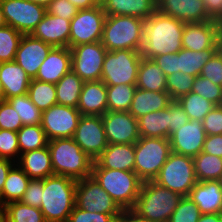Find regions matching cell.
Segmentation results:
<instances>
[{
	"instance_id": "6da1fadb",
	"label": "cell",
	"mask_w": 222,
	"mask_h": 222,
	"mask_svg": "<svg viewBox=\"0 0 222 222\" xmlns=\"http://www.w3.org/2000/svg\"><path fill=\"white\" fill-rule=\"evenodd\" d=\"M185 23L158 12L144 21L143 45L140 50L144 59L168 53H178L182 47Z\"/></svg>"
},
{
	"instance_id": "7a4b0ae2",
	"label": "cell",
	"mask_w": 222,
	"mask_h": 222,
	"mask_svg": "<svg viewBox=\"0 0 222 222\" xmlns=\"http://www.w3.org/2000/svg\"><path fill=\"white\" fill-rule=\"evenodd\" d=\"M77 181L62 175L43 179L40 210L46 222H67L75 207Z\"/></svg>"
},
{
	"instance_id": "3957f363",
	"label": "cell",
	"mask_w": 222,
	"mask_h": 222,
	"mask_svg": "<svg viewBox=\"0 0 222 222\" xmlns=\"http://www.w3.org/2000/svg\"><path fill=\"white\" fill-rule=\"evenodd\" d=\"M54 175L76 181L91 176L93 160L82 151L73 138H56L47 144Z\"/></svg>"
},
{
	"instance_id": "277c9868",
	"label": "cell",
	"mask_w": 222,
	"mask_h": 222,
	"mask_svg": "<svg viewBox=\"0 0 222 222\" xmlns=\"http://www.w3.org/2000/svg\"><path fill=\"white\" fill-rule=\"evenodd\" d=\"M181 198L153 180L145 181L132 210L148 222H168Z\"/></svg>"
},
{
	"instance_id": "5b68a950",
	"label": "cell",
	"mask_w": 222,
	"mask_h": 222,
	"mask_svg": "<svg viewBox=\"0 0 222 222\" xmlns=\"http://www.w3.org/2000/svg\"><path fill=\"white\" fill-rule=\"evenodd\" d=\"M144 19L127 15H106L102 45L107 51H140L143 45Z\"/></svg>"
},
{
	"instance_id": "8992f818",
	"label": "cell",
	"mask_w": 222,
	"mask_h": 222,
	"mask_svg": "<svg viewBox=\"0 0 222 222\" xmlns=\"http://www.w3.org/2000/svg\"><path fill=\"white\" fill-rule=\"evenodd\" d=\"M91 176L122 209H132L143 181L134 171L92 168Z\"/></svg>"
},
{
	"instance_id": "52a82bcc",
	"label": "cell",
	"mask_w": 222,
	"mask_h": 222,
	"mask_svg": "<svg viewBox=\"0 0 222 222\" xmlns=\"http://www.w3.org/2000/svg\"><path fill=\"white\" fill-rule=\"evenodd\" d=\"M134 147V172L143 182L154 180L171 153L170 140L140 137Z\"/></svg>"
},
{
	"instance_id": "ba28073f",
	"label": "cell",
	"mask_w": 222,
	"mask_h": 222,
	"mask_svg": "<svg viewBox=\"0 0 222 222\" xmlns=\"http://www.w3.org/2000/svg\"><path fill=\"white\" fill-rule=\"evenodd\" d=\"M153 181L182 197L189 196L197 183L193 158L171 152Z\"/></svg>"
},
{
	"instance_id": "9c48e42d",
	"label": "cell",
	"mask_w": 222,
	"mask_h": 222,
	"mask_svg": "<svg viewBox=\"0 0 222 222\" xmlns=\"http://www.w3.org/2000/svg\"><path fill=\"white\" fill-rule=\"evenodd\" d=\"M141 58L140 51L129 49L107 51L101 81L106 85L136 84Z\"/></svg>"
},
{
	"instance_id": "30bf717a",
	"label": "cell",
	"mask_w": 222,
	"mask_h": 222,
	"mask_svg": "<svg viewBox=\"0 0 222 222\" xmlns=\"http://www.w3.org/2000/svg\"><path fill=\"white\" fill-rule=\"evenodd\" d=\"M75 207L88 212L110 214L114 218L122 211L92 176L77 181Z\"/></svg>"
},
{
	"instance_id": "8fae6325",
	"label": "cell",
	"mask_w": 222,
	"mask_h": 222,
	"mask_svg": "<svg viewBox=\"0 0 222 222\" xmlns=\"http://www.w3.org/2000/svg\"><path fill=\"white\" fill-rule=\"evenodd\" d=\"M106 14L101 5L79 10L71 19L69 48L102 40Z\"/></svg>"
},
{
	"instance_id": "7c38bea8",
	"label": "cell",
	"mask_w": 222,
	"mask_h": 222,
	"mask_svg": "<svg viewBox=\"0 0 222 222\" xmlns=\"http://www.w3.org/2000/svg\"><path fill=\"white\" fill-rule=\"evenodd\" d=\"M71 70L84 82L101 80L107 49L101 41L70 48Z\"/></svg>"
},
{
	"instance_id": "4fadbf2b",
	"label": "cell",
	"mask_w": 222,
	"mask_h": 222,
	"mask_svg": "<svg viewBox=\"0 0 222 222\" xmlns=\"http://www.w3.org/2000/svg\"><path fill=\"white\" fill-rule=\"evenodd\" d=\"M6 24L22 34H31L46 14V8L26 0H0Z\"/></svg>"
},
{
	"instance_id": "5bb4252c",
	"label": "cell",
	"mask_w": 222,
	"mask_h": 222,
	"mask_svg": "<svg viewBox=\"0 0 222 222\" xmlns=\"http://www.w3.org/2000/svg\"><path fill=\"white\" fill-rule=\"evenodd\" d=\"M81 118L77 108L55 104L42 112L41 127L48 141L72 138Z\"/></svg>"
},
{
	"instance_id": "9a60e30c",
	"label": "cell",
	"mask_w": 222,
	"mask_h": 222,
	"mask_svg": "<svg viewBox=\"0 0 222 222\" xmlns=\"http://www.w3.org/2000/svg\"><path fill=\"white\" fill-rule=\"evenodd\" d=\"M72 138L93 161L108 145L101 116L81 115Z\"/></svg>"
},
{
	"instance_id": "2e32d148",
	"label": "cell",
	"mask_w": 222,
	"mask_h": 222,
	"mask_svg": "<svg viewBox=\"0 0 222 222\" xmlns=\"http://www.w3.org/2000/svg\"><path fill=\"white\" fill-rule=\"evenodd\" d=\"M101 117L108 144H135L140 138L138 119L129 111H107Z\"/></svg>"
},
{
	"instance_id": "e0dca14e",
	"label": "cell",
	"mask_w": 222,
	"mask_h": 222,
	"mask_svg": "<svg viewBox=\"0 0 222 222\" xmlns=\"http://www.w3.org/2000/svg\"><path fill=\"white\" fill-rule=\"evenodd\" d=\"M222 31V24L217 21L185 23L182 47L192 51L216 49L217 39Z\"/></svg>"
},
{
	"instance_id": "ac0fdd59",
	"label": "cell",
	"mask_w": 222,
	"mask_h": 222,
	"mask_svg": "<svg viewBox=\"0 0 222 222\" xmlns=\"http://www.w3.org/2000/svg\"><path fill=\"white\" fill-rule=\"evenodd\" d=\"M52 48V45L33 37L31 34H24L16 51L14 61L34 79L40 65Z\"/></svg>"
},
{
	"instance_id": "d6986e66",
	"label": "cell",
	"mask_w": 222,
	"mask_h": 222,
	"mask_svg": "<svg viewBox=\"0 0 222 222\" xmlns=\"http://www.w3.org/2000/svg\"><path fill=\"white\" fill-rule=\"evenodd\" d=\"M205 138L202 121L189 120L170 136L171 152L194 158L202 151Z\"/></svg>"
},
{
	"instance_id": "ffe728a7",
	"label": "cell",
	"mask_w": 222,
	"mask_h": 222,
	"mask_svg": "<svg viewBox=\"0 0 222 222\" xmlns=\"http://www.w3.org/2000/svg\"><path fill=\"white\" fill-rule=\"evenodd\" d=\"M157 11L184 23L211 20L202 0H156Z\"/></svg>"
},
{
	"instance_id": "44dd1931",
	"label": "cell",
	"mask_w": 222,
	"mask_h": 222,
	"mask_svg": "<svg viewBox=\"0 0 222 222\" xmlns=\"http://www.w3.org/2000/svg\"><path fill=\"white\" fill-rule=\"evenodd\" d=\"M71 20L46 13L31 35L52 45L53 47H68Z\"/></svg>"
},
{
	"instance_id": "7402d4cb",
	"label": "cell",
	"mask_w": 222,
	"mask_h": 222,
	"mask_svg": "<svg viewBox=\"0 0 222 222\" xmlns=\"http://www.w3.org/2000/svg\"><path fill=\"white\" fill-rule=\"evenodd\" d=\"M71 71V51L68 47H53L40 65L34 79L56 84Z\"/></svg>"
},
{
	"instance_id": "603a6c76",
	"label": "cell",
	"mask_w": 222,
	"mask_h": 222,
	"mask_svg": "<svg viewBox=\"0 0 222 222\" xmlns=\"http://www.w3.org/2000/svg\"><path fill=\"white\" fill-rule=\"evenodd\" d=\"M134 144H108L106 149L93 162L92 168L134 171Z\"/></svg>"
},
{
	"instance_id": "cb8c5ba5",
	"label": "cell",
	"mask_w": 222,
	"mask_h": 222,
	"mask_svg": "<svg viewBox=\"0 0 222 222\" xmlns=\"http://www.w3.org/2000/svg\"><path fill=\"white\" fill-rule=\"evenodd\" d=\"M77 109L81 115H104L107 112L106 84L101 80L84 82Z\"/></svg>"
},
{
	"instance_id": "d4e9b609",
	"label": "cell",
	"mask_w": 222,
	"mask_h": 222,
	"mask_svg": "<svg viewBox=\"0 0 222 222\" xmlns=\"http://www.w3.org/2000/svg\"><path fill=\"white\" fill-rule=\"evenodd\" d=\"M189 197L201 214L222 213V188L219 180L197 181Z\"/></svg>"
},
{
	"instance_id": "484cf974",
	"label": "cell",
	"mask_w": 222,
	"mask_h": 222,
	"mask_svg": "<svg viewBox=\"0 0 222 222\" xmlns=\"http://www.w3.org/2000/svg\"><path fill=\"white\" fill-rule=\"evenodd\" d=\"M0 80L3 85L5 100L28 94L32 78L15 61L0 63Z\"/></svg>"
},
{
	"instance_id": "4316f807",
	"label": "cell",
	"mask_w": 222,
	"mask_h": 222,
	"mask_svg": "<svg viewBox=\"0 0 222 222\" xmlns=\"http://www.w3.org/2000/svg\"><path fill=\"white\" fill-rule=\"evenodd\" d=\"M16 164L30 179L43 180L54 175L48 146L20 154Z\"/></svg>"
},
{
	"instance_id": "83f0119b",
	"label": "cell",
	"mask_w": 222,
	"mask_h": 222,
	"mask_svg": "<svg viewBox=\"0 0 222 222\" xmlns=\"http://www.w3.org/2000/svg\"><path fill=\"white\" fill-rule=\"evenodd\" d=\"M169 93L136 88L129 113L136 119L151 112L163 110L172 102Z\"/></svg>"
},
{
	"instance_id": "f1b7e54d",
	"label": "cell",
	"mask_w": 222,
	"mask_h": 222,
	"mask_svg": "<svg viewBox=\"0 0 222 222\" xmlns=\"http://www.w3.org/2000/svg\"><path fill=\"white\" fill-rule=\"evenodd\" d=\"M106 15L135 16L146 20L157 10L156 0H101Z\"/></svg>"
},
{
	"instance_id": "f546056e",
	"label": "cell",
	"mask_w": 222,
	"mask_h": 222,
	"mask_svg": "<svg viewBox=\"0 0 222 222\" xmlns=\"http://www.w3.org/2000/svg\"><path fill=\"white\" fill-rule=\"evenodd\" d=\"M138 132L140 137L169 139V105L138 118Z\"/></svg>"
},
{
	"instance_id": "4dcf8cb0",
	"label": "cell",
	"mask_w": 222,
	"mask_h": 222,
	"mask_svg": "<svg viewBox=\"0 0 222 222\" xmlns=\"http://www.w3.org/2000/svg\"><path fill=\"white\" fill-rule=\"evenodd\" d=\"M136 87L148 91L164 92L166 88V75L152 59L141 58Z\"/></svg>"
},
{
	"instance_id": "1f68e13d",
	"label": "cell",
	"mask_w": 222,
	"mask_h": 222,
	"mask_svg": "<svg viewBox=\"0 0 222 222\" xmlns=\"http://www.w3.org/2000/svg\"><path fill=\"white\" fill-rule=\"evenodd\" d=\"M31 179L26 173L15 163L7 176L0 195V209L14 201H20Z\"/></svg>"
},
{
	"instance_id": "d6a6232c",
	"label": "cell",
	"mask_w": 222,
	"mask_h": 222,
	"mask_svg": "<svg viewBox=\"0 0 222 222\" xmlns=\"http://www.w3.org/2000/svg\"><path fill=\"white\" fill-rule=\"evenodd\" d=\"M84 81L72 70L56 84L57 104L77 108Z\"/></svg>"
},
{
	"instance_id": "836d02e7",
	"label": "cell",
	"mask_w": 222,
	"mask_h": 222,
	"mask_svg": "<svg viewBox=\"0 0 222 222\" xmlns=\"http://www.w3.org/2000/svg\"><path fill=\"white\" fill-rule=\"evenodd\" d=\"M216 53V49L204 51H192L181 49L177 53V72H183L191 76H199L203 66Z\"/></svg>"
},
{
	"instance_id": "e575fe53",
	"label": "cell",
	"mask_w": 222,
	"mask_h": 222,
	"mask_svg": "<svg viewBox=\"0 0 222 222\" xmlns=\"http://www.w3.org/2000/svg\"><path fill=\"white\" fill-rule=\"evenodd\" d=\"M193 161L197 181L219 180L222 177V157L201 151Z\"/></svg>"
},
{
	"instance_id": "d590c367",
	"label": "cell",
	"mask_w": 222,
	"mask_h": 222,
	"mask_svg": "<svg viewBox=\"0 0 222 222\" xmlns=\"http://www.w3.org/2000/svg\"><path fill=\"white\" fill-rule=\"evenodd\" d=\"M1 210L6 222H46L40 208L14 201L4 205Z\"/></svg>"
},
{
	"instance_id": "8d00e7d4",
	"label": "cell",
	"mask_w": 222,
	"mask_h": 222,
	"mask_svg": "<svg viewBox=\"0 0 222 222\" xmlns=\"http://www.w3.org/2000/svg\"><path fill=\"white\" fill-rule=\"evenodd\" d=\"M136 84L106 85L107 111H129Z\"/></svg>"
},
{
	"instance_id": "74e56055",
	"label": "cell",
	"mask_w": 222,
	"mask_h": 222,
	"mask_svg": "<svg viewBox=\"0 0 222 222\" xmlns=\"http://www.w3.org/2000/svg\"><path fill=\"white\" fill-rule=\"evenodd\" d=\"M28 96L33 104L42 112L57 104L54 83L32 79L28 88Z\"/></svg>"
},
{
	"instance_id": "f35d334b",
	"label": "cell",
	"mask_w": 222,
	"mask_h": 222,
	"mask_svg": "<svg viewBox=\"0 0 222 222\" xmlns=\"http://www.w3.org/2000/svg\"><path fill=\"white\" fill-rule=\"evenodd\" d=\"M20 154L47 146L48 139L41 125H24L17 132Z\"/></svg>"
},
{
	"instance_id": "ab89813d",
	"label": "cell",
	"mask_w": 222,
	"mask_h": 222,
	"mask_svg": "<svg viewBox=\"0 0 222 222\" xmlns=\"http://www.w3.org/2000/svg\"><path fill=\"white\" fill-rule=\"evenodd\" d=\"M177 101L183 107L189 120L202 121L216 106L211 101L203 98L195 92H189L188 94L181 96Z\"/></svg>"
},
{
	"instance_id": "60d3db41",
	"label": "cell",
	"mask_w": 222,
	"mask_h": 222,
	"mask_svg": "<svg viewBox=\"0 0 222 222\" xmlns=\"http://www.w3.org/2000/svg\"><path fill=\"white\" fill-rule=\"evenodd\" d=\"M18 113L22 125H41L42 111L31 101L28 94H23L7 99Z\"/></svg>"
},
{
	"instance_id": "b9f144b4",
	"label": "cell",
	"mask_w": 222,
	"mask_h": 222,
	"mask_svg": "<svg viewBox=\"0 0 222 222\" xmlns=\"http://www.w3.org/2000/svg\"><path fill=\"white\" fill-rule=\"evenodd\" d=\"M23 35L9 25L0 28V63L14 61Z\"/></svg>"
},
{
	"instance_id": "7bdbcfd3",
	"label": "cell",
	"mask_w": 222,
	"mask_h": 222,
	"mask_svg": "<svg viewBox=\"0 0 222 222\" xmlns=\"http://www.w3.org/2000/svg\"><path fill=\"white\" fill-rule=\"evenodd\" d=\"M195 78V76L183 72H174L166 76V88L171 99L178 100L181 96L191 92Z\"/></svg>"
},
{
	"instance_id": "ee69618b",
	"label": "cell",
	"mask_w": 222,
	"mask_h": 222,
	"mask_svg": "<svg viewBox=\"0 0 222 222\" xmlns=\"http://www.w3.org/2000/svg\"><path fill=\"white\" fill-rule=\"evenodd\" d=\"M191 92H195L215 105H222V87L209 79L196 76Z\"/></svg>"
},
{
	"instance_id": "f6af8a7d",
	"label": "cell",
	"mask_w": 222,
	"mask_h": 222,
	"mask_svg": "<svg viewBox=\"0 0 222 222\" xmlns=\"http://www.w3.org/2000/svg\"><path fill=\"white\" fill-rule=\"evenodd\" d=\"M200 215V210L191 198L183 196L168 222H197Z\"/></svg>"
},
{
	"instance_id": "bcb514c9",
	"label": "cell",
	"mask_w": 222,
	"mask_h": 222,
	"mask_svg": "<svg viewBox=\"0 0 222 222\" xmlns=\"http://www.w3.org/2000/svg\"><path fill=\"white\" fill-rule=\"evenodd\" d=\"M20 148L17 132L0 129V158L14 161L19 160Z\"/></svg>"
},
{
	"instance_id": "7dc6e473",
	"label": "cell",
	"mask_w": 222,
	"mask_h": 222,
	"mask_svg": "<svg viewBox=\"0 0 222 222\" xmlns=\"http://www.w3.org/2000/svg\"><path fill=\"white\" fill-rule=\"evenodd\" d=\"M18 113L7 101L0 102V129L18 132L22 128Z\"/></svg>"
},
{
	"instance_id": "c3c4849f",
	"label": "cell",
	"mask_w": 222,
	"mask_h": 222,
	"mask_svg": "<svg viewBox=\"0 0 222 222\" xmlns=\"http://www.w3.org/2000/svg\"><path fill=\"white\" fill-rule=\"evenodd\" d=\"M200 75L222 87V58L217 52L203 66Z\"/></svg>"
},
{
	"instance_id": "681fc988",
	"label": "cell",
	"mask_w": 222,
	"mask_h": 222,
	"mask_svg": "<svg viewBox=\"0 0 222 222\" xmlns=\"http://www.w3.org/2000/svg\"><path fill=\"white\" fill-rule=\"evenodd\" d=\"M189 121L188 115L177 100L169 104V138Z\"/></svg>"
},
{
	"instance_id": "f907efd6",
	"label": "cell",
	"mask_w": 222,
	"mask_h": 222,
	"mask_svg": "<svg viewBox=\"0 0 222 222\" xmlns=\"http://www.w3.org/2000/svg\"><path fill=\"white\" fill-rule=\"evenodd\" d=\"M78 11L79 9L68 0H51L46 7V13L66 20H71Z\"/></svg>"
},
{
	"instance_id": "816d5d0a",
	"label": "cell",
	"mask_w": 222,
	"mask_h": 222,
	"mask_svg": "<svg viewBox=\"0 0 222 222\" xmlns=\"http://www.w3.org/2000/svg\"><path fill=\"white\" fill-rule=\"evenodd\" d=\"M206 136L222 134V105H216L202 120Z\"/></svg>"
},
{
	"instance_id": "f5cc1de1",
	"label": "cell",
	"mask_w": 222,
	"mask_h": 222,
	"mask_svg": "<svg viewBox=\"0 0 222 222\" xmlns=\"http://www.w3.org/2000/svg\"><path fill=\"white\" fill-rule=\"evenodd\" d=\"M114 219L110 214L88 212L74 207L67 222H114Z\"/></svg>"
},
{
	"instance_id": "db71d44e",
	"label": "cell",
	"mask_w": 222,
	"mask_h": 222,
	"mask_svg": "<svg viewBox=\"0 0 222 222\" xmlns=\"http://www.w3.org/2000/svg\"><path fill=\"white\" fill-rule=\"evenodd\" d=\"M43 193V180L31 179L24 192L23 198L20 200L22 203L40 208L42 203Z\"/></svg>"
},
{
	"instance_id": "11a10c76",
	"label": "cell",
	"mask_w": 222,
	"mask_h": 222,
	"mask_svg": "<svg viewBox=\"0 0 222 222\" xmlns=\"http://www.w3.org/2000/svg\"><path fill=\"white\" fill-rule=\"evenodd\" d=\"M166 76L177 73V53H168L152 59Z\"/></svg>"
},
{
	"instance_id": "9f6ffc18",
	"label": "cell",
	"mask_w": 222,
	"mask_h": 222,
	"mask_svg": "<svg viewBox=\"0 0 222 222\" xmlns=\"http://www.w3.org/2000/svg\"><path fill=\"white\" fill-rule=\"evenodd\" d=\"M202 152L222 157V134L206 136Z\"/></svg>"
},
{
	"instance_id": "6f0895ef",
	"label": "cell",
	"mask_w": 222,
	"mask_h": 222,
	"mask_svg": "<svg viewBox=\"0 0 222 222\" xmlns=\"http://www.w3.org/2000/svg\"><path fill=\"white\" fill-rule=\"evenodd\" d=\"M202 2L210 19L222 24V0H202Z\"/></svg>"
},
{
	"instance_id": "680465c9",
	"label": "cell",
	"mask_w": 222,
	"mask_h": 222,
	"mask_svg": "<svg viewBox=\"0 0 222 222\" xmlns=\"http://www.w3.org/2000/svg\"><path fill=\"white\" fill-rule=\"evenodd\" d=\"M114 222H148L145 218L138 215L132 209L122 210L114 219Z\"/></svg>"
},
{
	"instance_id": "91938a15",
	"label": "cell",
	"mask_w": 222,
	"mask_h": 222,
	"mask_svg": "<svg viewBox=\"0 0 222 222\" xmlns=\"http://www.w3.org/2000/svg\"><path fill=\"white\" fill-rule=\"evenodd\" d=\"M14 164L15 162L12 160L0 158V195H1L4 183L7 179L8 173Z\"/></svg>"
},
{
	"instance_id": "94428289",
	"label": "cell",
	"mask_w": 222,
	"mask_h": 222,
	"mask_svg": "<svg viewBox=\"0 0 222 222\" xmlns=\"http://www.w3.org/2000/svg\"><path fill=\"white\" fill-rule=\"evenodd\" d=\"M79 10L94 8L101 5V0H68Z\"/></svg>"
},
{
	"instance_id": "6125c7cd",
	"label": "cell",
	"mask_w": 222,
	"mask_h": 222,
	"mask_svg": "<svg viewBox=\"0 0 222 222\" xmlns=\"http://www.w3.org/2000/svg\"><path fill=\"white\" fill-rule=\"evenodd\" d=\"M197 222H222V213L201 214Z\"/></svg>"
},
{
	"instance_id": "be15d7a7",
	"label": "cell",
	"mask_w": 222,
	"mask_h": 222,
	"mask_svg": "<svg viewBox=\"0 0 222 222\" xmlns=\"http://www.w3.org/2000/svg\"><path fill=\"white\" fill-rule=\"evenodd\" d=\"M216 52L222 58V31L220 32L218 39H217Z\"/></svg>"
},
{
	"instance_id": "e7e4bbea",
	"label": "cell",
	"mask_w": 222,
	"mask_h": 222,
	"mask_svg": "<svg viewBox=\"0 0 222 222\" xmlns=\"http://www.w3.org/2000/svg\"><path fill=\"white\" fill-rule=\"evenodd\" d=\"M26 1H31V2H34L40 6H43V7H47L49 5V3L51 2V0H26Z\"/></svg>"
},
{
	"instance_id": "03108f58",
	"label": "cell",
	"mask_w": 222,
	"mask_h": 222,
	"mask_svg": "<svg viewBox=\"0 0 222 222\" xmlns=\"http://www.w3.org/2000/svg\"><path fill=\"white\" fill-rule=\"evenodd\" d=\"M6 21H5V18H4V14L2 13V9H1V6H0V28L6 26Z\"/></svg>"
},
{
	"instance_id": "003e7915",
	"label": "cell",
	"mask_w": 222,
	"mask_h": 222,
	"mask_svg": "<svg viewBox=\"0 0 222 222\" xmlns=\"http://www.w3.org/2000/svg\"><path fill=\"white\" fill-rule=\"evenodd\" d=\"M2 101H5V94H4V91H3V85L1 83V80H0V102Z\"/></svg>"
},
{
	"instance_id": "a7ac6f4b",
	"label": "cell",
	"mask_w": 222,
	"mask_h": 222,
	"mask_svg": "<svg viewBox=\"0 0 222 222\" xmlns=\"http://www.w3.org/2000/svg\"><path fill=\"white\" fill-rule=\"evenodd\" d=\"M0 222H6L3 211L0 209Z\"/></svg>"
},
{
	"instance_id": "89a4df30",
	"label": "cell",
	"mask_w": 222,
	"mask_h": 222,
	"mask_svg": "<svg viewBox=\"0 0 222 222\" xmlns=\"http://www.w3.org/2000/svg\"><path fill=\"white\" fill-rule=\"evenodd\" d=\"M219 182H220V185H221V188H222V177L219 179Z\"/></svg>"
}]
</instances>
